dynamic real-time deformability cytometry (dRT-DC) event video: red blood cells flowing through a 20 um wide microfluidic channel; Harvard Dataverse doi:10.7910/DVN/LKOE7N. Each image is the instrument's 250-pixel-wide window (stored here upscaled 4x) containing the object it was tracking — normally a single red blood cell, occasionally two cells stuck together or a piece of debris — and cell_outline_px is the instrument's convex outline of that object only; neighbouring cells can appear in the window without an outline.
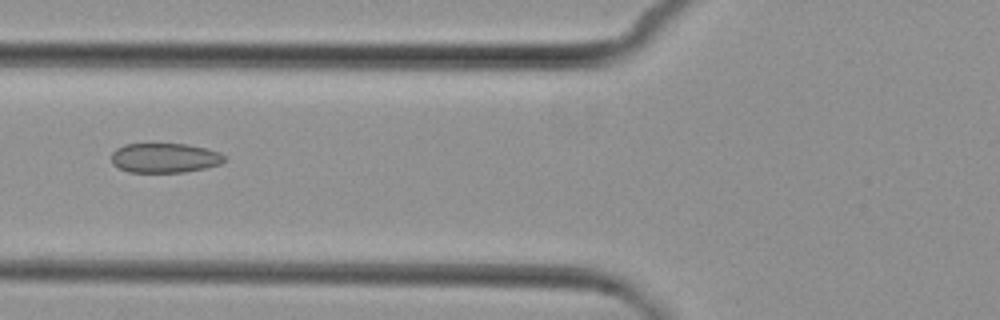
{"species": "common noctule bat (a hibernating species)", "species_latin": "Nyctalus noctula", "temperature_condition": "cold", "stored_images_in_passage": 6, "camera_frame_rate_fps": 3000, "um_per_image_px": 0.085, "animal": {"sex": "female", "body_mass_g": 29.2, "forearm_length_mm": 56.3}, "frame": {"image": 1, "passage_image": 6, "time_ms": 6.667, "image_size_px": [1000, 320], "cell_outline_px": [[228, 156], [220, 164], [204, 168], [184, 172], [128, 172], [112, 164], [112, 152], [116, 148], [124, 144], [188, 144], [220, 152]], "centroid_in_image_um": [14.0, 13.42], "position_along_channel_um": 111.8, "area_um2": 19.54}}